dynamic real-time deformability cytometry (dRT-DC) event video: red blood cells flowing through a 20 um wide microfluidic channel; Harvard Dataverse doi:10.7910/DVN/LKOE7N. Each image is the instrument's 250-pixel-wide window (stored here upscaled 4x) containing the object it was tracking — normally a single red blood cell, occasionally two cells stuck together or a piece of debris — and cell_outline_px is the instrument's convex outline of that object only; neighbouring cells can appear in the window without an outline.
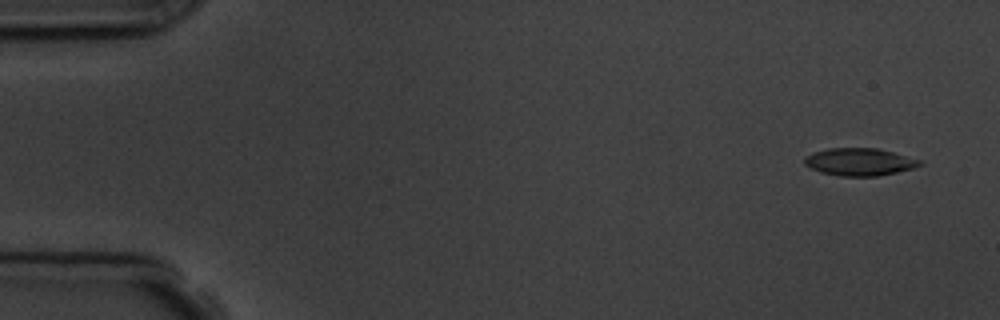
{"species": "common noctule bat (a hibernating species)", "species_latin": "Nyctalus noctula", "temperature_condition": "room temperature", "stored_images_in_passage": 4, "camera_frame_rate_fps": 3000, "um_per_image_px": 0.085, "animal": {"sex": "male", "body_mass_g": 19.5, "forearm_length_mm": 54.6}, "frame": {"image": 1, "passage_image": 1, "time_ms": 0.0, "image_size_px": [1000, 320], "cell_outline_px": [[924, 164], [912, 168], [896, 172], [876, 176], [840, 176], [820, 172], [804, 164], [804, 156], [812, 152], [828, 148], [876, 148], [892, 152], [920, 160]], "centroid_in_image_um": [73.01, 13.75], "position_along_channel_um": 12.0, "area_um2": 18.38}}
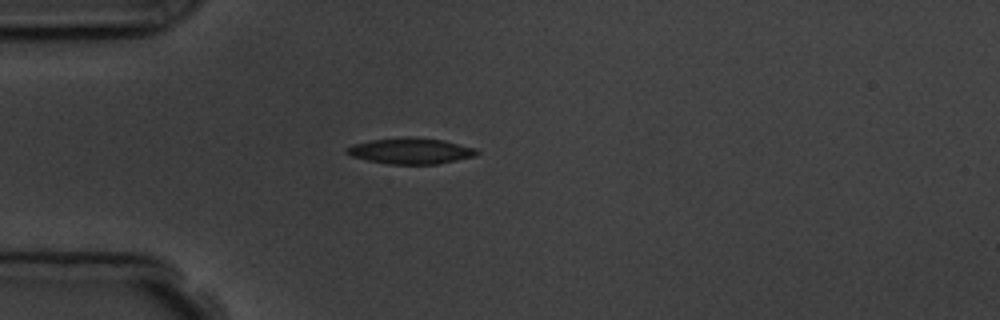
{"frame": {"image": 2, "passage_image": 4, "time_ms": 4.0, "image_size_px": [1000, 320], "cell_outline_px": [[480, 152], [476, 156], [436, 164], [388, 164], [368, 160], [352, 156], [344, 152], [344, 148], [352, 144], [372, 140], [408, 136], [416, 136], [444, 140], [476, 148]], "centroid_in_image_um": [34.91, 12.81], "position_along_channel_um": 50.1, "area_um2": 19.88}}